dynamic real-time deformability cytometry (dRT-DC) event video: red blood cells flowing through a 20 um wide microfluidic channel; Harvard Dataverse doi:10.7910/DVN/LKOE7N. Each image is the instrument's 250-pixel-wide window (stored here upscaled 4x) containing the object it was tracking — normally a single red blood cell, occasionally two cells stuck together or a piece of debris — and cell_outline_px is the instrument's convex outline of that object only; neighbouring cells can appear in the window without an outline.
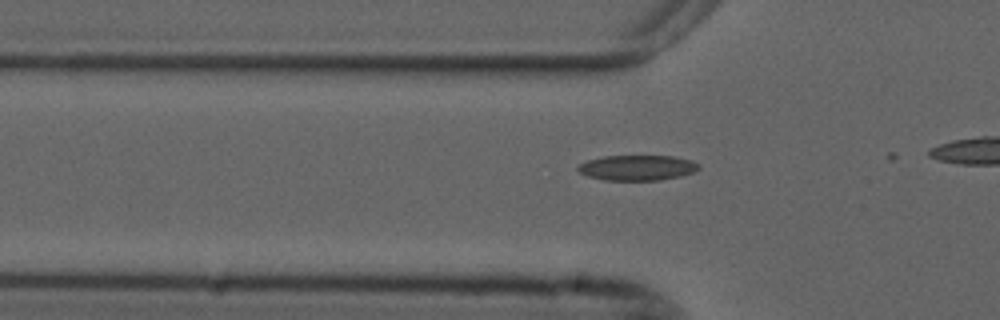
{"species": "common noctule bat (a hibernating species)", "species_latin": "Nyctalus noctula", "temperature_condition": "cold", "stored_images_in_passage": 12, "camera_frame_rate_fps": 3000, "um_per_image_px": 0.085, "animal": {"sex": "male", "forearm_length_mm": 52.5}, "frame": {"image": 1, "passage_image": 11, "time_ms": 3.333, "image_size_px": [1000, 320], "cell_outline_px": [[700, 168], [692, 172], [680, 176], [660, 180], [604, 180], [588, 176], [580, 172], [576, 168], [580, 164], [588, 160], [604, 156], [672, 156], [692, 160], [700, 164]], "centroid_in_image_um": [54.18, 14.25], "position_along_channel_um": 71.6, "area_um2": 17.74}}